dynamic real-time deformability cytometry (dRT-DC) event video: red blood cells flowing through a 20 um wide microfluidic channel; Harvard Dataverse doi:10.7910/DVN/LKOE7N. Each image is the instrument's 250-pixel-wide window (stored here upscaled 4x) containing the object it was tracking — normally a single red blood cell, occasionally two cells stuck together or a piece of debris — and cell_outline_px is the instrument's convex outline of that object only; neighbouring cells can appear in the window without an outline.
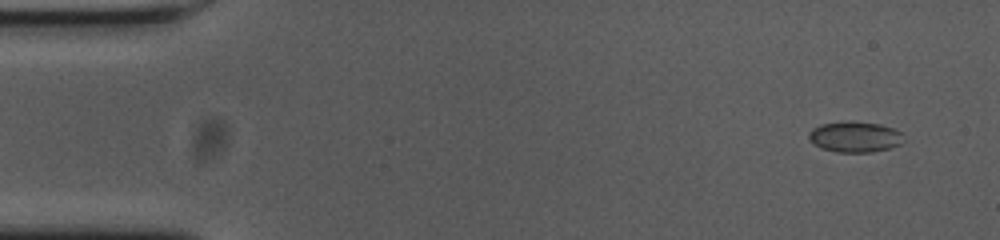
{"species": "common noctule bat (a hibernating species)", "species_latin": "Nyctalus noctula", "temperature_condition": "cold", "stored_images_in_passage": 55, "camera_frame_rate_fps": 3000, "um_per_image_px": 0.085, "animal": {"sex": "female", "body_mass_g": 23.0, "forearm_length_mm": 53.4}, "frame": {"image": 1, "passage_image": 4, "time_ms": 1.0, "image_size_px": [1000, 240], "cell_outline_px": [[900, 144], [888, 148], [872, 152], [836, 152], [820, 148], [808, 140], [808, 132], [812, 128], [820, 124], [852, 120], [880, 124], [892, 128], [900, 132]], "centroid_in_image_um": [72.57, 11.62], "position_along_channel_um": 12.4, "area_um2": 16.99}}
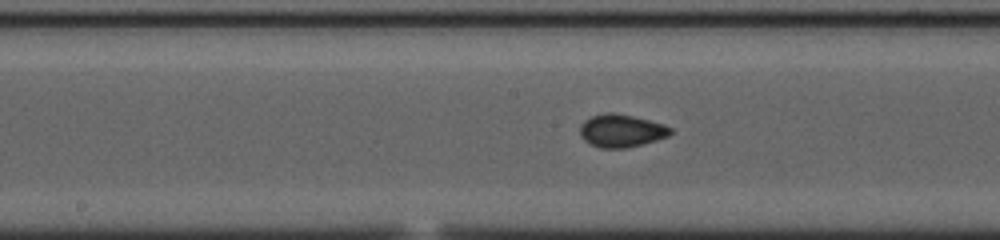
{"frame": {"image": 2, "passage_image": 28, "time_ms": 9.0, "image_size_px": [1000, 240], "cell_outline_px": [[672, 132], [668, 136], [656, 140], [624, 148], [600, 148], [584, 140], [580, 136], [580, 124], [584, 120], [592, 116], [604, 112], [612, 112], [632, 116], [664, 124], [672, 128]], "centroid_in_image_um": [52.79, 11.1], "position_along_channel_um": 195.4, "area_um2": 17.22}}
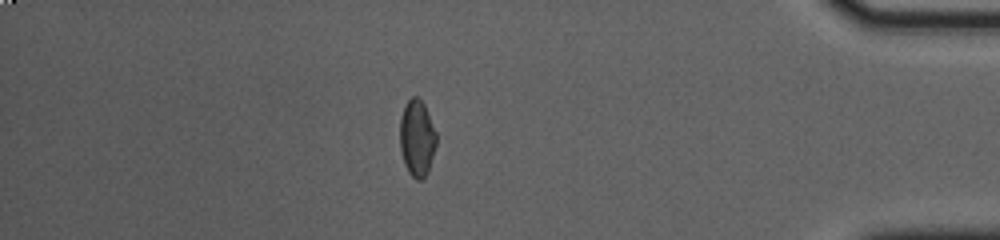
{"frame": {"image": 3, "passage_image": 48, "time_ms": 15.667, "image_size_px": [1000, 240], "cell_outline_px": [[436, 144], [428, 172], [420, 180], [416, 180], [408, 172], [404, 164], [400, 148], [400, 116], [408, 100], [412, 96], [416, 96], [424, 104], [436, 132]], "centroid_in_image_um": [35.43, 11.75], "position_along_channel_um": 399.8, "area_um2": 16.18}, "authors_computed_cell_mechanics": {"area_um2": 16.3574, "velocity_mm_per_s": 3.695, "shape_relaxation_time_tau1_ms": 11.0932, "shape_relaxation_time_tau2_ms": 1.1614, "deformation_change_tau1": 0.1586, "deformation_change_tau2": 0.0423}}